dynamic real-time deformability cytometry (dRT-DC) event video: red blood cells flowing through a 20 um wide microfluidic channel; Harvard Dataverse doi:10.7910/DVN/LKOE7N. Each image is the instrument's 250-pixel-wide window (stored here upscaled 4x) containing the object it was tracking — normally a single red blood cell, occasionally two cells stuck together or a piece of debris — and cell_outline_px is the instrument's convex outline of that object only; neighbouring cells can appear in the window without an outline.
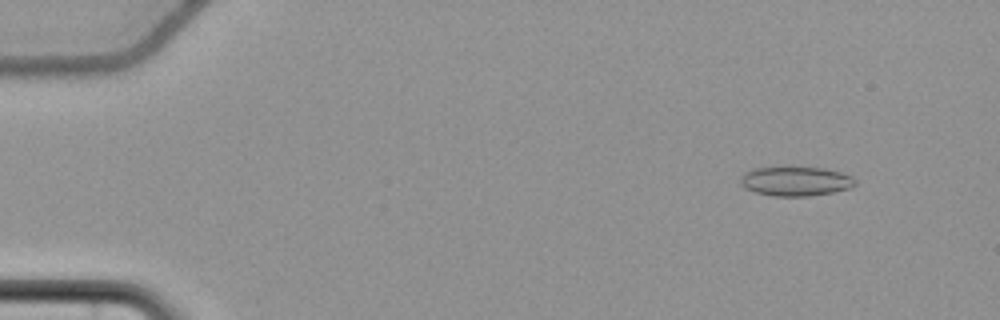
{"species": "common noctule bat (a hibernating species)", "species_latin": "Nyctalus noctula", "temperature_condition": "cold", "stored_images_in_passage": 55, "camera_frame_rate_fps": 3000, "um_per_image_px": 0.085, "animal": {"sex": "female", "body_mass_g": 22.7, "forearm_length_mm": 54.2}, "frame": {"image": 1, "passage_image": 4, "time_ms": 1.0, "image_size_px": [1000, 320], "cell_outline_px": [[856, 184], [848, 188], [832, 192], [808, 196], [772, 196], [756, 192], [744, 188], [740, 184], [740, 176], [744, 172], [756, 168], [824, 168], [840, 172], [852, 176], [856, 180]], "centroid_in_image_um": [67.6, 15.41], "position_along_channel_um": 17.4, "area_um2": 19.42}}
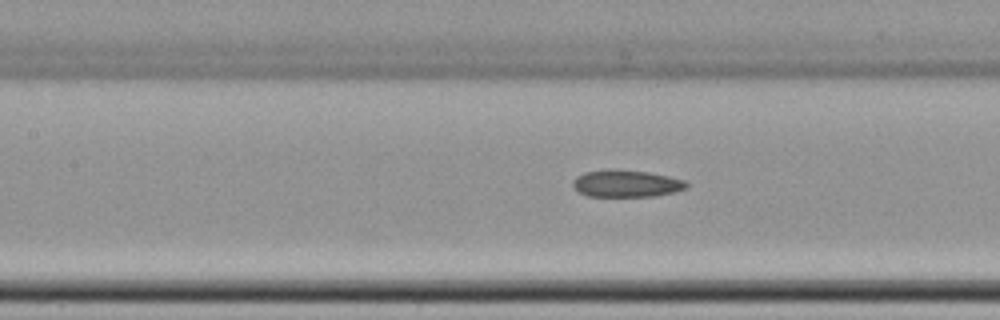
{"frame": {"image": 2, "passage_image": 25, "time_ms": 8.0, "image_size_px": [1000, 320], "cell_outline_px": [[688, 188], [676, 192], [656, 196], [588, 196], [580, 192], [572, 184], [572, 180], [576, 176], [584, 172], [608, 168], [616, 168], [648, 172], [668, 176], [684, 180], [688, 184]], "centroid_in_image_um": [53.24, 15.58], "position_along_channel_um": 154.2, "area_um2": 18.21}}
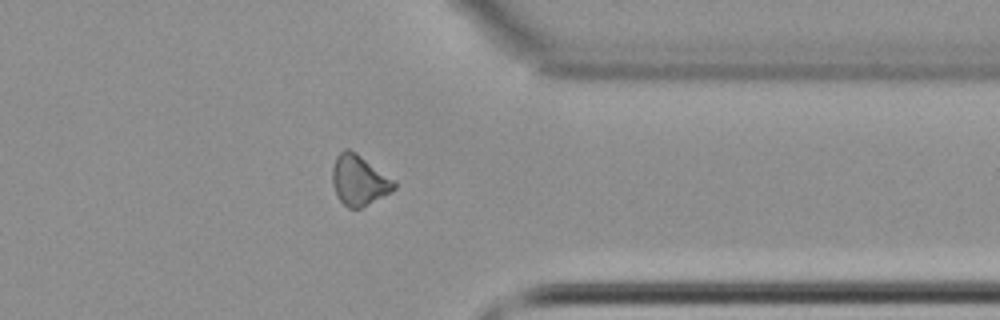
{"frame": {"image": 3, "passage_image": 44, "time_ms": 14.333, "image_size_px": [1000, 320], "cell_outline_px": [[396, 188], [360, 208], [348, 208], [336, 196], [332, 184], [332, 164], [336, 156], [344, 148], [348, 148], [356, 152], [396, 180]], "centroid_in_image_um": [30.49, 15.28], "position_along_channel_um": 380.9, "area_um2": 18.21}}